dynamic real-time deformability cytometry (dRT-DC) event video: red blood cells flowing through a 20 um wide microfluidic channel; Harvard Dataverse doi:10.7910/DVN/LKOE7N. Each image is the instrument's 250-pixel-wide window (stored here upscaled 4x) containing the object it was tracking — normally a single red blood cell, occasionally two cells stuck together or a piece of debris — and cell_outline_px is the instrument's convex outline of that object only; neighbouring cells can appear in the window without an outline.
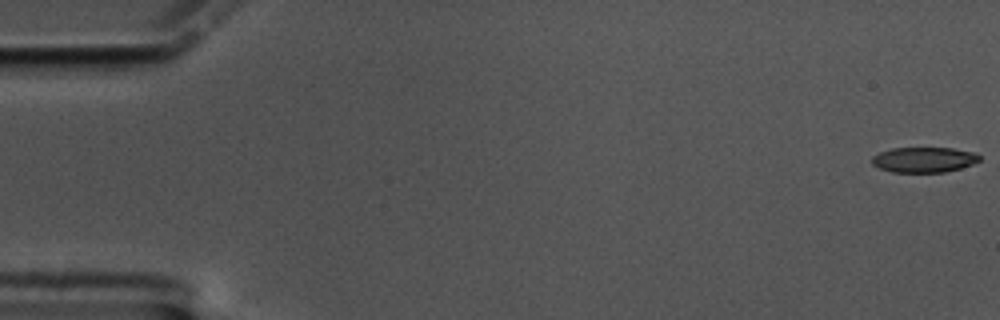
{"species": "common noctule bat (a hibernating species)", "species_latin": "Nyctalus noctula", "temperature_condition": "cold", "stored_images_in_passage": 60, "camera_frame_rate_fps": 3000, "um_per_image_px": 0.085, "animal": {"sex": "male", "body_mass_g": 17.5, "forearm_length_mm": 52.3}, "frame": {"image": 1, "passage_image": 1, "time_ms": 0.0, "image_size_px": [1000, 320], "cell_outline_px": [[980, 160], [972, 164], [960, 168], [944, 172], [892, 172], [880, 168], [872, 164], [872, 156], [880, 152], [892, 148], [952, 148], [972, 152], [980, 156]], "centroid_in_image_um": [78.51, 13.57], "position_along_channel_um": 6.5, "area_um2": 15.72}}
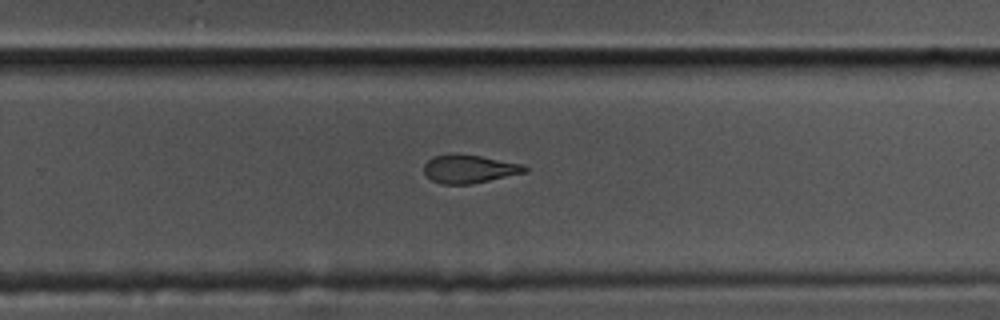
{"frame": {"image": 2, "passage_image": 39, "time_ms": 12.667, "image_size_px": [1000, 320], "cell_outline_px": [[528, 172], [472, 184], [440, 184], [432, 180], [424, 172], [424, 164], [432, 156], [480, 156], [524, 164], [528, 168]], "centroid_in_image_um": [39.94, 14.39], "position_along_channel_um": 289.9, "area_um2": 16.24}}
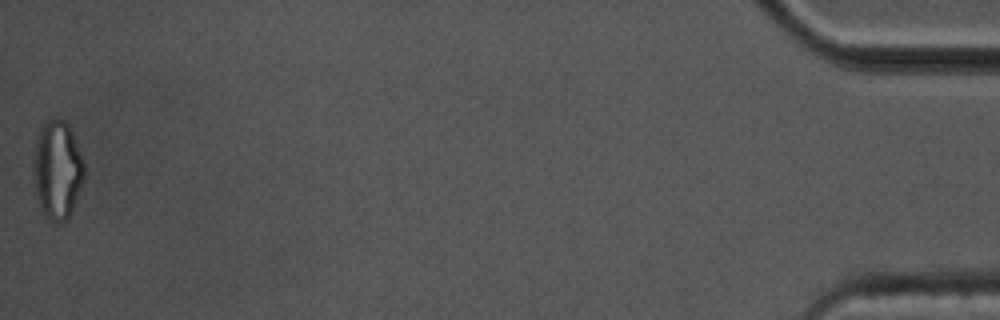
{"frame": {"image": 3, "passage_image": 60, "time_ms": 19.667, "image_size_px": [1000, 320], "cell_outline_px": [[84, 180], [72, 208], [68, 216], [60, 224], [56, 224], [48, 220], [40, 212], [36, 196], [32, 160], [36, 140], [40, 128], [44, 120], [56, 116], [64, 120], [68, 124], [72, 132], [84, 160]], "centroid_in_image_um": [4.85, 14.42], "position_along_channel_um": 430.4, "area_um2": 29.77}, "authors_computed_cell_mechanics": {"area_um2": 17.7446, "velocity_mm_per_s": 3.3877, "shape_relaxation_time_tau1_ms": 8.4585, "shape_relaxation_time_tau2_ms": 4.6204, "deformation_change_tau1": 0.2071, "deformation_change_tau2": 0.1366}}